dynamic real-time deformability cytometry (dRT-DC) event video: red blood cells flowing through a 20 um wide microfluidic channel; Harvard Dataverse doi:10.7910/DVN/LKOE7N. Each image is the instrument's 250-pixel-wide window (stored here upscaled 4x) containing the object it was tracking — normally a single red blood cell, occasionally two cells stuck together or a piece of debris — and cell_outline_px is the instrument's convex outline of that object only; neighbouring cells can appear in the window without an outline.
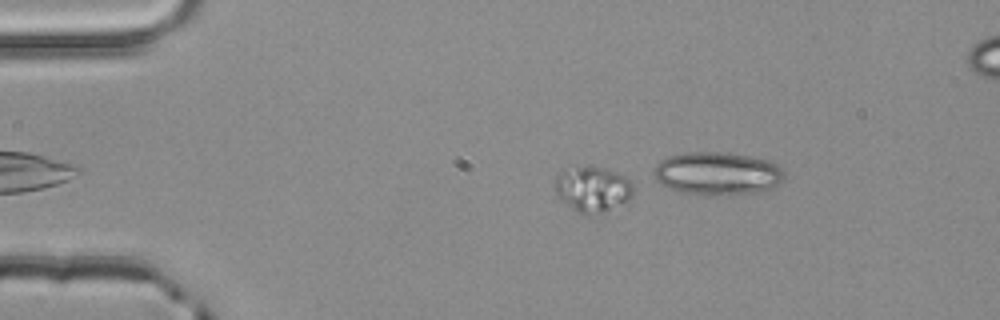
{"species": "common noctule bat (a hibernating species)", "species_latin": "Nyctalus noctula", "temperature_condition": "room temperature", "stored_images_in_passage": 8, "camera_frame_rate_fps": 3000, "um_per_image_px": 0.085, "animal": {"sex": "male", "body_mass_g": 20.4}, "frame": {"image": 1, "passage_image": 2, "time_ms": 0.333, "image_size_px": [1000, 320], "cell_outline_px": [[632, 196], [628, 200], [604, 212], [584, 216], [576, 212], [556, 196], [556, 176], [560, 168], [576, 164], [604, 168], [616, 172], [624, 176], [632, 184]], "centroid_in_image_um": [50.3, 16.05], "position_along_channel_um": 34.7, "area_um2": 21.27}}